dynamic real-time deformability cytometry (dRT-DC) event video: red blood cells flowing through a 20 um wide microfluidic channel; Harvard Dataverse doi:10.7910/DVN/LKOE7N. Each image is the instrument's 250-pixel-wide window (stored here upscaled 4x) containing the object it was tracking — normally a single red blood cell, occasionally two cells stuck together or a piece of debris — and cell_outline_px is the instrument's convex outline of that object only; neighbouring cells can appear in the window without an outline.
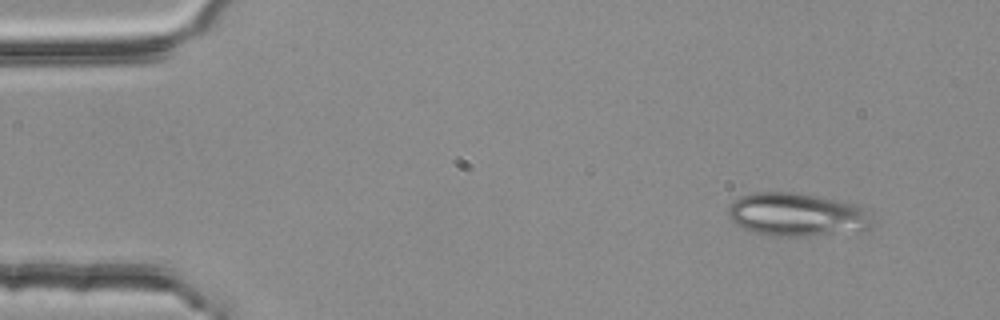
{"species": "common noctule bat (a hibernating species)", "species_latin": "Nyctalus noctula", "temperature_condition": "room temperature", "stored_images_in_passage": 4, "camera_frame_rate_fps": 3000, "um_per_image_px": 0.085, "animal": {"sex": "female", "body_mass_g": 25.1}, "frame": {"image": 1, "passage_image": 1, "time_ms": 0.0, "image_size_px": [1000, 320], "cell_outline_px": [[872, 228], [860, 232], [804, 236], [788, 236], [756, 232], [744, 228], [736, 224], [728, 216], [728, 208], [740, 196], [756, 192], [792, 192], [836, 200], [852, 204], [860, 208], [872, 224]], "centroid_in_image_um": [67.71, 18.25], "position_along_channel_um": 17.3, "area_um2": 35.55}}